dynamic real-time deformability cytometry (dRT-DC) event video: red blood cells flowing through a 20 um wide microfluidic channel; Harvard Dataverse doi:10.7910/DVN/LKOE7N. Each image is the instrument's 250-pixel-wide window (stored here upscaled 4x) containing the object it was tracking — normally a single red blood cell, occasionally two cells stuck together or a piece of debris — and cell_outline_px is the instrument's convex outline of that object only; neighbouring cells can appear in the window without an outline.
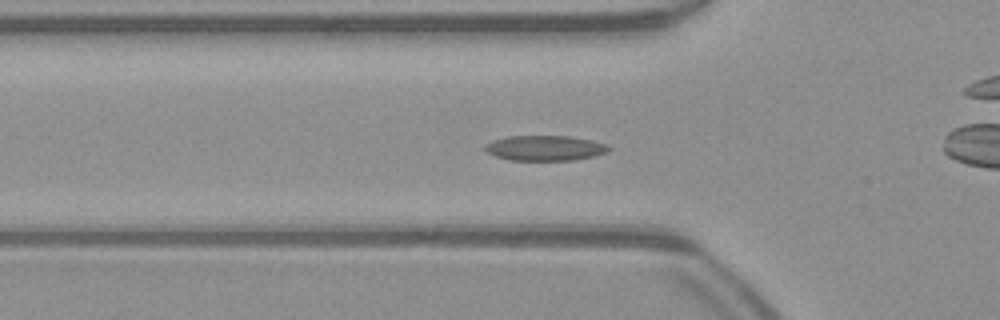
{"species": "common noctule bat (a hibernating species)", "species_latin": "Nyctalus noctula", "temperature_condition": "warm", "stored_images_in_passage": 52, "camera_frame_rate_fps": 3000, "um_per_image_px": 0.085, "animal": {"sex": "male", "body_mass_g": 23.1, "forearm_length_mm": 52.7}, "frame": {"image": 1, "passage_image": 17, "time_ms": 5.333, "image_size_px": [1000, 320], "cell_outline_px": [[612, 148], [608, 152], [592, 156], [572, 160], [508, 160], [496, 156], [488, 152], [484, 148], [492, 140], [508, 136], [568, 136], [592, 140], [604, 144]], "centroid_in_image_um": [46.33, 12.58], "position_along_channel_um": 79.5, "area_um2": 17.98}}
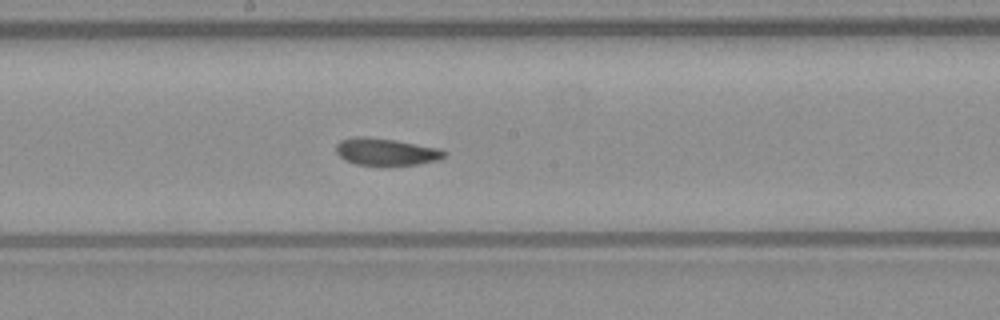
{"frame": {"image": 2, "passage_image": 27, "time_ms": 8.667, "image_size_px": [1000, 320], "cell_outline_px": [[448, 152], [444, 156], [436, 160], [420, 164], [356, 164], [344, 160], [336, 152], [336, 144], [340, 140], [352, 136], [364, 136], [396, 140], [440, 148]], "centroid_in_image_um": [32.79, 12.87], "position_along_channel_um": 215.4, "area_um2": 16.99}}
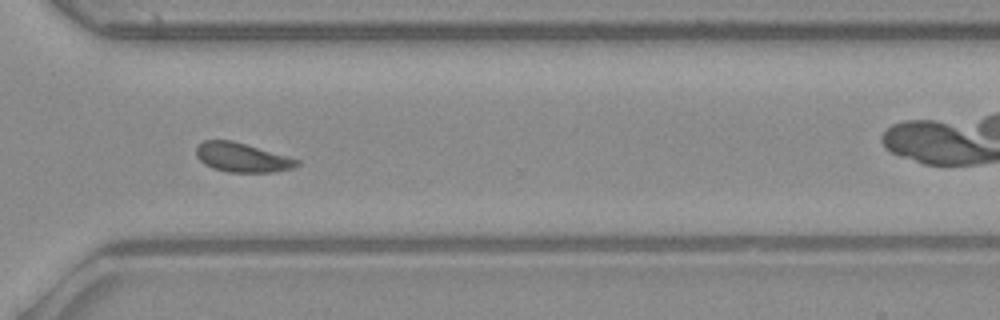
{"frame": {"image": 3, "passage_image": 37, "time_ms": 12.0, "image_size_px": [1000, 320], "cell_outline_px": [[300, 164], [292, 168], [272, 172], [228, 172], [212, 168], [204, 164], [196, 156], [196, 148], [204, 140], [232, 140], [288, 156], [300, 160]], "centroid_in_image_um": [20.57, 13.38], "position_along_channel_um": 350.0, "area_um2": 17.11}, "authors_computed_cell_mechanics": {"area_um2": 17.3978, "velocity_mm_per_s": 4.0402, "shape_relaxation_time_tau1_ms": 3.8842, "shape_relaxation_time_tau2_ms": 1.5308, "deformation_change_tau1": 0.1036, "deformation_change_tau2": 0.0682}}